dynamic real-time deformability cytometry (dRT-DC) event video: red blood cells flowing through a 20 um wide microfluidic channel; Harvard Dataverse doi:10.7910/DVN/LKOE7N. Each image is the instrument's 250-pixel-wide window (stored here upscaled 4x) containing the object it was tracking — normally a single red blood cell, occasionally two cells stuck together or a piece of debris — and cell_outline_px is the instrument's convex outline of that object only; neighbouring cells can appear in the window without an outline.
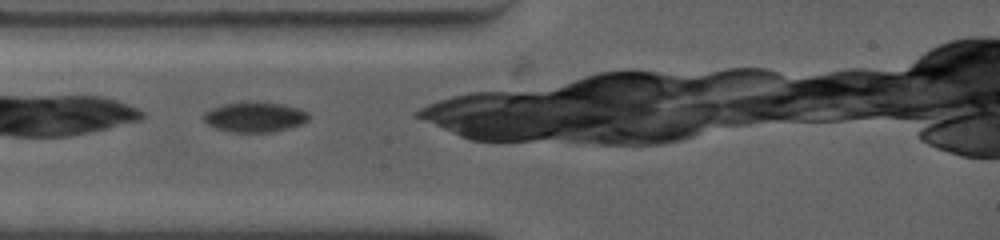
{"species": "common noctule bat (a hibernating species)", "species_latin": "Nyctalus noctula", "temperature_condition": "warm", "stored_images_in_passage": 3, "camera_frame_rate_fps": 4500, "um_per_image_px": 0.085, "animal": {"sex": "female", "body_mass_g": 19.0, "forearm_length_mm": 53.3}, "frame": {"image": 1, "passage_image": 1, "time_ms": 0.0, "image_size_px": [1000, 240], "cell_outline_px": [[308, 120], [304, 124], [272, 132], [232, 132], [216, 128], [208, 124], [200, 116], [204, 112], [212, 108], [224, 104], [248, 100], [284, 104], [300, 108], [308, 112]], "centroid_in_image_um": [21.66, 9.93], "position_along_channel_um": 63.3, "area_um2": 18.84}}